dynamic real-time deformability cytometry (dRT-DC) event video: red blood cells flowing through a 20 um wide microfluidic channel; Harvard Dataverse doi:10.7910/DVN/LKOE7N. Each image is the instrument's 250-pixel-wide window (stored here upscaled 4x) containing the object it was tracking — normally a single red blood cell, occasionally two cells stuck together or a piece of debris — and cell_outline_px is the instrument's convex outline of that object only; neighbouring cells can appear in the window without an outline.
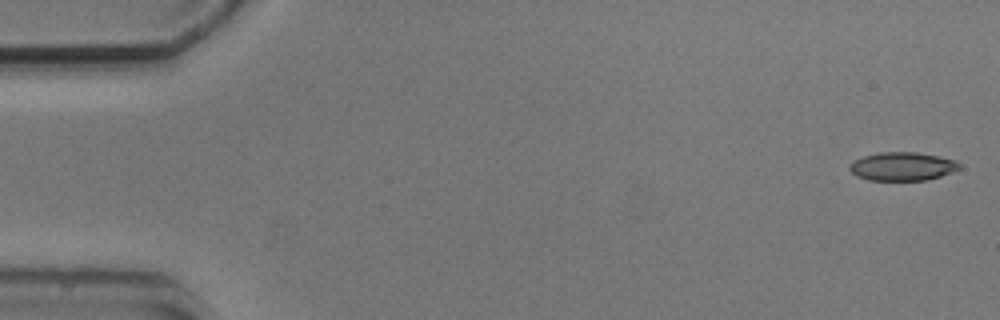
{"species": "common noctule bat (a hibernating species)", "species_latin": "Nyctalus noctula", "temperature_condition": "cold", "stored_images_in_passage": 5, "camera_frame_rate_fps": 3000, "um_per_image_px": 0.085, "animal": {"sex": "male", "body_mass_g": 20.5, "forearm_length_mm": 52.5}, "frame": {"image": 1, "passage_image": 1, "time_ms": 0.0, "image_size_px": [1000, 320], "cell_outline_px": [[960, 168], [952, 172], [928, 180], [868, 180], [856, 176], [848, 168], [852, 160], [864, 156], [880, 152], [916, 152], [956, 160], [960, 164]], "centroid_in_image_um": [76.68, 14.14], "position_along_channel_um": 8.3, "area_um2": 18.21}}
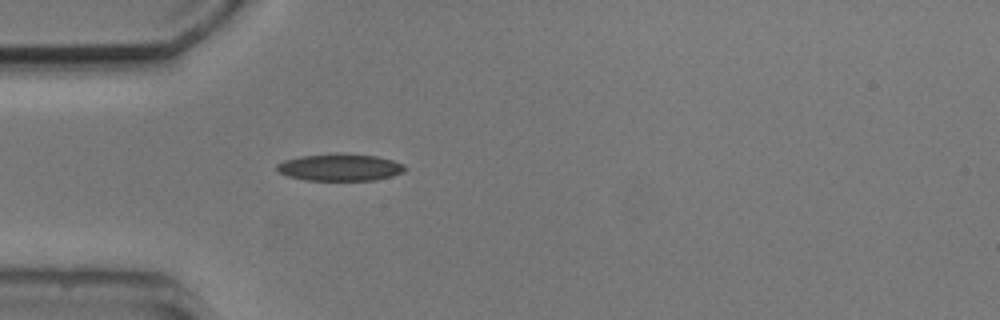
{"frame": {"image": 2, "passage_image": 5, "time_ms": 4.667, "image_size_px": [1000, 320], "cell_outline_px": [[408, 168], [404, 172], [392, 176], [376, 180], [304, 180], [288, 176], [280, 172], [276, 168], [276, 164], [284, 160], [300, 156], [336, 152], [376, 156], [392, 160], [404, 164]], "centroid_in_image_um": [28.91, 14.21], "position_along_channel_um": 56.1, "area_um2": 20.46}}